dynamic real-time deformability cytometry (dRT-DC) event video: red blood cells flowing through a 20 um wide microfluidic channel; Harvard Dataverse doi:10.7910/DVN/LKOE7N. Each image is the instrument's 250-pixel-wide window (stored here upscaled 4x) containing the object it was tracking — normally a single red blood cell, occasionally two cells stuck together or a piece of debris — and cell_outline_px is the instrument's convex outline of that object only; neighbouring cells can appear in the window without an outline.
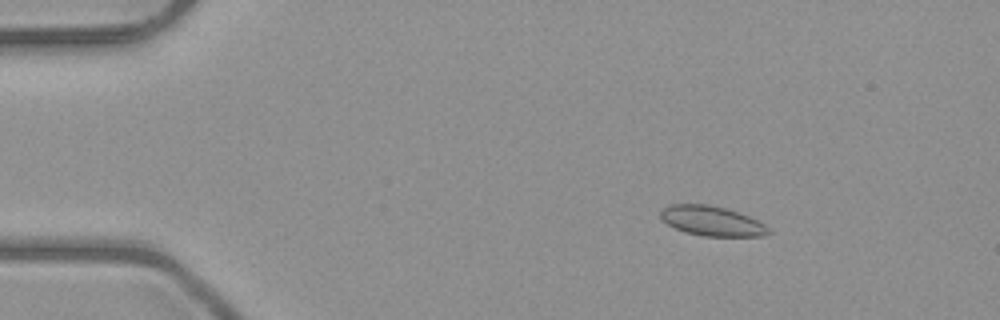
{"species": "common noctule bat (a hibernating species)", "species_latin": "Nyctalus noctula", "temperature_condition": "room temperature", "stored_images_in_passage": 52, "camera_frame_rate_fps": 3000, "um_per_image_px": 0.085, "animal": {"sex": "male", "body_mass_g": 23.1, "forearm_length_mm": 52.7}, "frame": {"image": 1, "passage_image": 8, "time_ms": 2.333, "image_size_px": [1000, 320], "cell_outline_px": [[772, 232], [764, 236], [704, 236], [684, 232], [668, 224], [660, 216], [660, 212], [664, 208], [672, 204], [704, 204], [724, 208], [748, 216], [764, 224]], "centroid_in_image_um": [60.51, 18.79], "position_along_channel_um": 24.5, "area_um2": 18.44}}
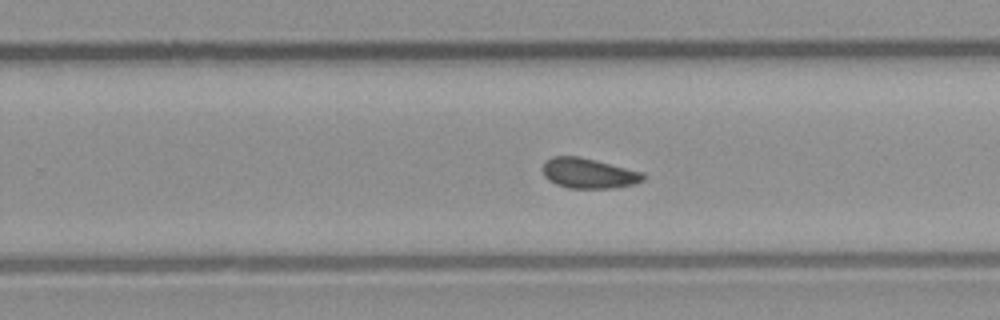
{"frame": {"image": 2, "passage_image": 33, "time_ms": 10.667, "image_size_px": [1000, 320], "cell_outline_px": [[648, 176], [644, 180], [636, 184], [612, 188], [568, 188], [556, 184], [548, 180], [544, 176], [544, 164], [552, 156], [580, 156], [644, 172]], "centroid_in_image_um": [50.1, 14.73], "position_along_channel_um": 279.7, "area_um2": 17.8}}
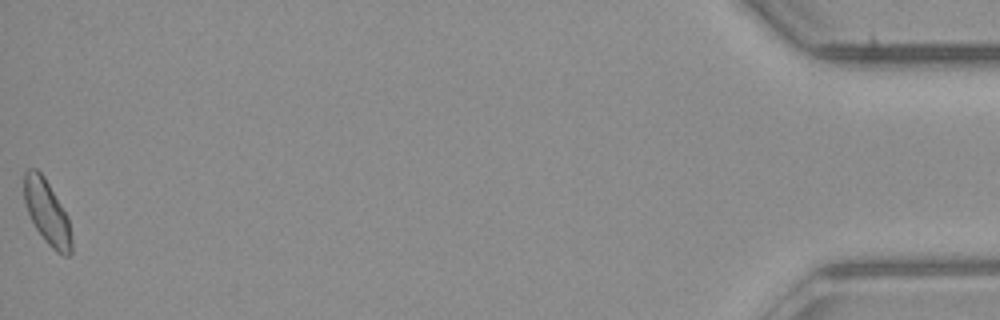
{"frame": {"image": 3, "passage_image": 52, "time_ms": 17.0, "image_size_px": [1000, 320], "cell_outline_px": [[72, 252], [68, 256], [64, 256], [56, 252], [48, 244], [36, 228], [28, 212], [24, 200], [24, 172], [28, 168], [36, 168], [44, 176], [68, 216], [72, 236]], "centroid_in_image_um": [4.02, 18.05], "position_along_channel_um": 431.2, "area_um2": 17.8}, "authors_computed_cell_mechanics": {"area_um2": 17.8024, "velocity_mm_per_s": 4.0073, "shape_relaxation_time_tau1_ms": 8.6548, "shape_relaxation_time_tau2_ms": 5.6399, "deformation_change_tau1": 0.0812, "deformation_change_tau2": 0.09}}